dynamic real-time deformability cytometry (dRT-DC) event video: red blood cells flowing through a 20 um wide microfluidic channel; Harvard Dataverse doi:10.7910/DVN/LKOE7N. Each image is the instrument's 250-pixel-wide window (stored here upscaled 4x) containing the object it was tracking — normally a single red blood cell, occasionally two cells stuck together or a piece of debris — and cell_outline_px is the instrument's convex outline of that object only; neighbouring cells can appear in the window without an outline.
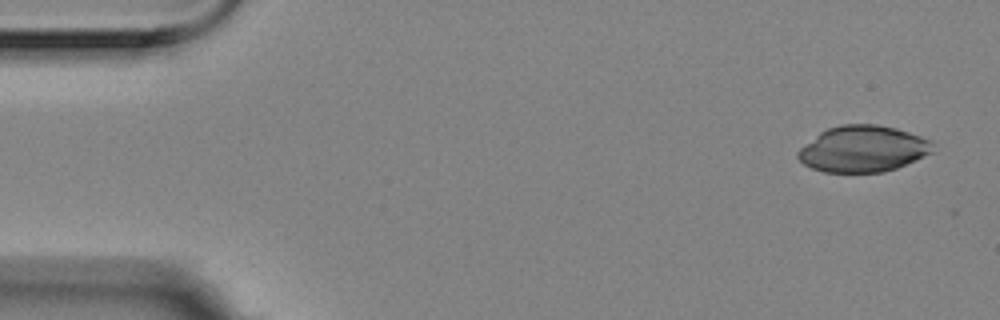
{"species": "Egyptian fruit bat (a non-hibernating species)", "species_latin": "Rousettus aegyptiacus", "temperature_condition": "room temperature", "stored_images_in_passage": 5, "camera_frame_rate_fps": 3000, "um_per_image_px": 0.085, "animal": {"sex": "female"}, "frame": {"image": 1, "passage_image": 1, "time_ms": 0.0, "image_size_px": [1000, 320], "cell_outline_px": [[932, 152], [896, 168], [884, 172], [824, 172], [812, 168], [804, 164], [796, 156], [796, 152], [800, 148], [820, 132], [828, 128], [840, 124], [876, 124], [896, 128], [932, 140]], "centroid_in_image_um": [73.32, 12.65], "position_along_channel_um": 11.7, "area_um2": 36.18}}